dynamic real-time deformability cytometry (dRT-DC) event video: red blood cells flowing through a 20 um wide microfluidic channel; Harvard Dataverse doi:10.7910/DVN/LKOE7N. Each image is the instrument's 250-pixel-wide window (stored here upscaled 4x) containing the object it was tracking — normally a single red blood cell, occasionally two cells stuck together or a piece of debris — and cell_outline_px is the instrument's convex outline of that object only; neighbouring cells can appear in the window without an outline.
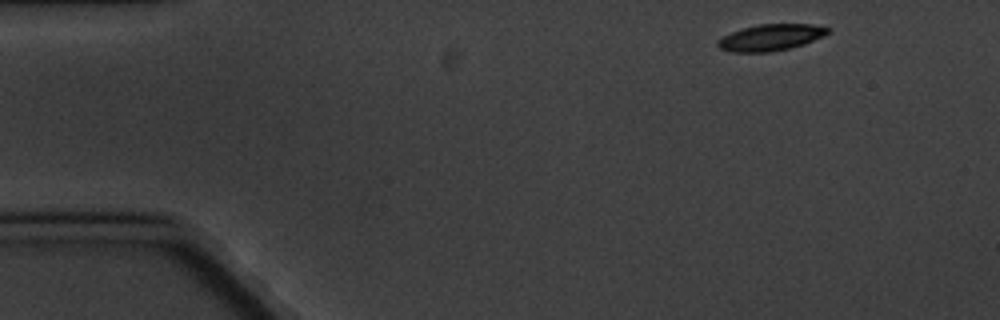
{"species": "common noctule bat (a hibernating species)", "species_latin": "Nyctalus noctula", "temperature_condition": "cold", "stored_images_in_passage": 4, "camera_frame_rate_fps": 3000, "um_per_image_px": 0.085, "animal": {"sex": "male", "body_mass_g": 20.1, "forearm_length_mm": 53.5}, "frame": {"image": 1, "passage_image": 1, "time_ms": 0.0, "image_size_px": [1000, 320], "cell_outline_px": [[832, 28], [824, 36], [804, 44], [792, 48], [772, 52], [732, 52], [720, 48], [716, 44], [716, 40], [740, 28], [760, 24], [812, 24]], "centroid_in_image_um": [65.52, 3.18], "position_along_channel_um": 19.5, "area_um2": 17.11}}
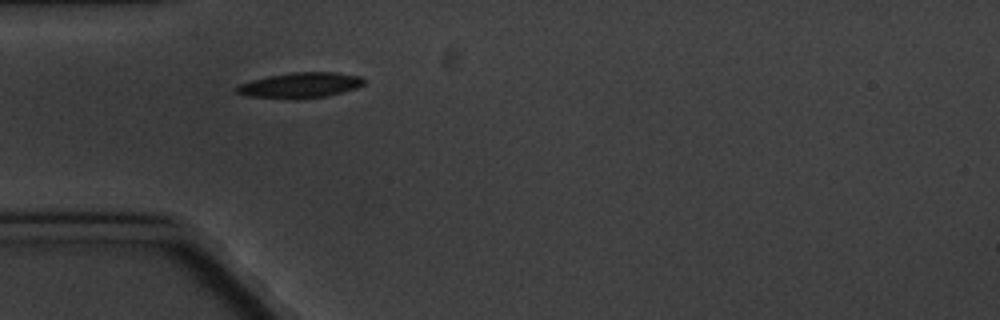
{"frame": {"image": 2, "passage_image": 4, "time_ms": 3.667, "image_size_px": [1000, 320], "cell_outline_px": [[368, 80], [364, 84], [356, 88], [328, 96], [296, 100], [248, 96], [236, 92], [232, 88], [236, 84], [268, 76], [292, 72], [336, 72], [360, 76]], "centroid_in_image_um": [25.5, 7.25], "position_along_channel_um": 59.5, "area_um2": 19.31}}